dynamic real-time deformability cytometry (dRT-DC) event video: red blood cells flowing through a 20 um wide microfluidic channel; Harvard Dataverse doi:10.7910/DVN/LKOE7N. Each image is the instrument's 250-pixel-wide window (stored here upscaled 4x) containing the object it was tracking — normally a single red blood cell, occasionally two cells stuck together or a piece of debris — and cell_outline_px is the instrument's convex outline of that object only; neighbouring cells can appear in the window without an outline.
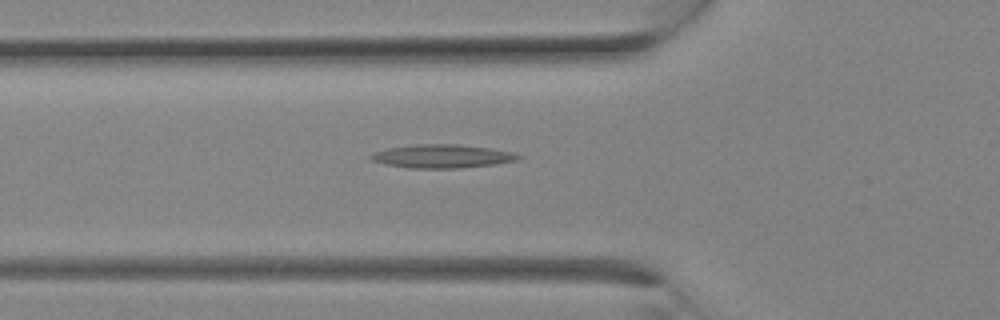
{"species": "Egyptian fruit bat (a non-hibernating species)", "species_latin": "Rousettus aegyptiacus", "temperature_condition": "room temperature", "stored_images_in_passage": 4, "camera_frame_rate_fps": 3000, "um_per_image_px": 0.085, "animal": {"sex": "female"}, "frame": {"image": 1, "passage_image": 2, "time_ms": 0.333, "image_size_px": [1000, 320], "cell_outline_px": [[524, 156], [516, 160], [496, 164], [460, 168], [408, 168], [384, 164], [372, 160], [368, 156], [376, 152], [388, 148], [412, 144], [456, 144], [488, 148], [516, 152]], "centroid_in_image_um": [37.6, 13.28], "position_along_channel_um": 88.2, "area_um2": 20.23}}
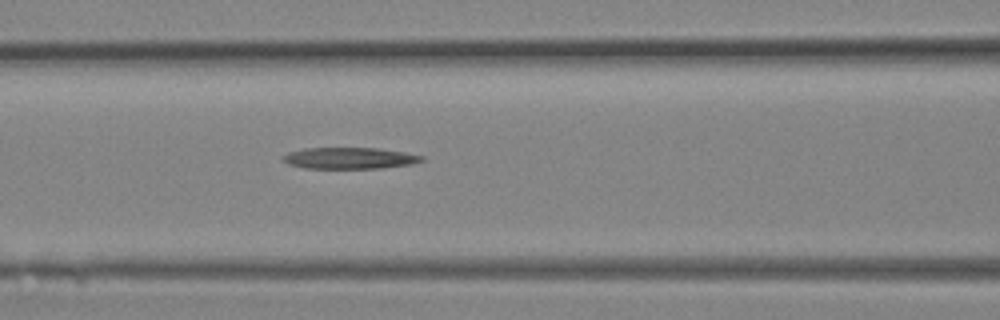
{"frame": {"image": 2, "passage_image": 4, "time_ms": 1.0, "image_size_px": [1000, 320], "cell_outline_px": [[424, 160], [412, 164], [384, 168], [304, 168], [288, 164], [280, 160], [280, 156], [288, 152], [304, 148], [380, 148], [404, 152], [424, 156]], "centroid_in_image_um": [29.67, 13.44], "position_along_channel_um": 136.9, "area_um2": 17.51}}